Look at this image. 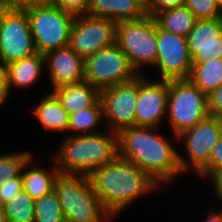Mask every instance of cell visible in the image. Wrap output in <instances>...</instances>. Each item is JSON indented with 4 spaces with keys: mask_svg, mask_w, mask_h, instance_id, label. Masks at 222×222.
Listing matches in <instances>:
<instances>
[{
    "mask_svg": "<svg viewBox=\"0 0 222 222\" xmlns=\"http://www.w3.org/2000/svg\"><path fill=\"white\" fill-rule=\"evenodd\" d=\"M89 179L102 206L112 217L125 211L137 199L161 187L133 161L119 154L113 162L94 169Z\"/></svg>",
    "mask_w": 222,
    "mask_h": 222,
    "instance_id": "cell-1",
    "label": "cell"
},
{
    "mask_svg": "<svg viewBox=\"0 0 222 222\" xmlns=\"http://www.w3.org/2000/svg\"><path fill=\"white\" fill-rule=\"evenodd\" d=\"M158 129L136 126L122 129L118 133V154L133 161L161 186L165 182L171 184L183 172L178 151L157 133Z\"/></svg>",
    "mask_w": 222,
    "mask_h": 222,
    "instance_id": "cell-2",
    "label": "cell"
},
{
    "mask_svg": "<svg viewBox=\"0 0 222 222\" xmlns=\"http://www.w3.org/2000/svg\"><path fill=\"white\" fill-rule=\"evenodd\" d=\"M66 135L53 157L60 174L89 175L97 167L113 162L118 155V133L111 130Z\"/></svg>",
    "mask_w": 222,
    "mask_h": 222,
    "instance_id": "cell-3",
    "label": "cell"
},
{
    "mask_svg": "<svg viewBox=\"0 0 222 222\" xmlns=\"http://www.w3.org/2000/svg\"><path fill=\"white\" fill-rule=\"evenodd\" d=\"M54 191L60 201L66 222H110L112 216L104 209L89 175L60 174Z\"/></svg>",
    "mask_w": 222,
    "mask_h": 222,
    "instance_id": "cell-4",
    "label": "cell"
},
{
    "mask_svg": "<svg viewBox=\"0 0 222 222\" xmlns=\"http://www.w3.org/2000/svg\"><path fill=\"white\" fill-rule=\"evenodd\" d=\"M174 137L210 116L208 95L189 79L169 80L167 115Z\"/></svg>",
    "mask_w": 222,
    "mask_h": 222,
    "instance_id": "cell-5",
    "label": "cell"
},
{
    "mask_svg": "<svg viewBox=\"0 0 222 222\" xmlns=\"http://www.w3.org/2000/svg\"><path fill=\"white\" fill-rule=\"evenodd\" d=\"M116 44L140 75L142 67L153 66L157 57V22L146 16L140 20L117 23Z\"/></svg>",
    "mask_w": 222,
    "mask_h": 222,
    "instance_id": "cell-6",
    "label": "cell"
},
{
    "mask_svg": "<svg viewBox=\"0 0 222 222\" xmlns=\"http://www.w3.org/2000/svg\"><path fill=\"white\" fill-rule=\"evenodd\" d=\"M25 10L38 53L44 55L68 46L74 16L50 4L31 6Z\"/></svg>",
    "mask_w": 222,
    "mask_h": 222,
    "instance_id": "cell-7",
    "label": "cell"
},
{
    "mask_svg": "<svg viewBox=\"0 0 222 222\" xmlns=\"http://www.w3.org/2000/svg\"><path fill=\"white\" fill-rule=\"evenodd\" d=\"M37 53L25 9L4 5L0 9V65Z\"/></svg>",
    "mask_w": 222,
    "mask_h": 222,
    "instance_id": "cell-8",
    "label": "cell"
},
{
    "mask_svg": "<svg viewBox=\"0 0 222 222\" xmlns=\"http://www.w3.org/2000/svg\"><path fill=\"white\" fill-rule=\"evenodd\" d=\"M85 81L99 90L133 80L138 73L115 43L84 60Z\"/></svg>",
    "mask_w": 222,
    "mask_h": 222,
    "instance_id": "cell-9",
    "label": "cell"
},
{
    "mask_svg": "<svg viewBox=\"0 0 222 222\" xmlns=\"http://www.w3.org/2000/svg\"><path fill=\"white\" fill-rule=\"evenodd\" d=\"M222 134V117L209 116L197 123L193 128L178 135V142H184L187 152L186 160L179 153L182 172L191 170L198 173L209 161L211 150Z\"/></svg>",
    "mask_w": 222,
    "mask_h": 222,
    "instance_id": "cell-10",
    "label": "cell"
},
{
    "mask_svg": "<svg viewBox=\"0 0 222 222\" xmlns=\"http://www.w3.org/2000/svg\"><path fill=\"white\" fill-rule=\"evenodd\" d=\"M117 23L90 15L75 17L68 46L84 60L116 43Z\"/></svg>",
    "mask_w": 222,
    "mask_h": 222,
    "instance_id": "cell-11",
    "label": "cell"
},
{
    "mask_svg": "<svg viewBox=\"0 0 222 222\" xmlns=\"http://www.w3.org/2000/svg\"><path fill=\"white\" fill-rule=\"evenodd\" d=\"M103 114L109 129L119 133L135 126V109L138 101V76L133 80L100 90Z\"/></svg>",
    "mask_w": 222,
    "mask_h": 222,
    "instance_id": "cell-12",
    "label": "cell"
},
{
    "mask_svg": "<svg viewBox=\"0 0 222 222\" xmlns=\"http://www.w3.org/2000/svg\"><path fill=\"white\" fill-rule=\"evenodd\" d=\"M192 65L186 37L167 32L157 24V57L153 67L158 68L159 79H188Z\"/></svg>",
    "mask_w": 222,
    "mask_h": 222,
    "instance_id": "cell-13",
    "label": "cell"
},
{
    "mask_svg": "<svg viewBox=\"0 0 222 222\" xmlns=\"http://www.w3.org/2000/svg\"><path fill=\"white\" fill-rule=\"evenodd\" d=\"M168 95L169 80L154 81L138 75L135 126L159 128L167 115Z\"/></svg>",
    "mask_w": 222,
    "mask_h": 222,
    "instance_id": "cell-14",
    "label": "cell"
},
{
    "mask_svg": "<svg viewBox=\"0 0 222 222\" xmlns=\"http://www.w3.org/2000/svg\"><path fill=\"white\" fill-rule=\"evenodd\" d=\"M186 39L193 62L222 59V18L197 19Z\"/></svg>",
    "mask_w": 222,
    "mask_h": 222,
    "instance_id": "cell-15",
    "label": "cell"
},
{
    "mask_svg": "<svg viewBox=\"0 0 222 222\" xmlns=\"http://www.w3.org/2000/svg\"><path fill=\"white\" fill-rule=\"evenodd\" d=\"M44 59L51 89L85 81L84 59L69 46L45 53Z\"/></svg>",
    "mask_w": 222,
    "mask_h": 222,
    "instance_id": "cell-16",
    "label": "cell"
},
{
    "mask_svg": "<svg viewBox=\"0 0 222 222\" xmlns=\"http://www.w3.org/2000/svg\"><path fill=\"white\" fill-rule=\"evenodd\" d=\"M88 15L119 23L140 20L147 13L143 0H90Z\"/></svg>",
    "mask_w": 222,
    "mask_h": 222,
    "instance_id": "cell-17",
    "label": "cell"
},
{
    "mask_svg": "<svg viewBox=\"0 0 222 222\" xmlns=\"http://www.w3.org/2000/svg\"><path fill=\"white\" fill-rule=\"evenodd\" d=\"M52 93L69 115L92 107L100 99V90L87 81L54 88Z\"/></svg>",
    "mask_w": 222,
    "mask_h": 222,
    "instance_id": "cell-18",
    "label": "cell"
},
{
    "mask_svg": "<svg viewBox=\"0 0 222 222\" xmlns=\"http://www.w3.org/2000/svg\"><path fill=\"white\" fill-rule=\"evenodd\" d=\"M45 66L44 55L35 53L29 57L5 65L9 91L12 86L26 89L33 86L41 77Z\"/></svg>",
    "mask_w": 222,
    "mask_h": 222,
    "instance_id": "cell-19",
    "label": "cell"
},
{
    "mask_svg": "<svg viewBox=\"0 0 222 222\" xmlns=\"http://www.w3.org/2000/svg\"><path fill=\"white\" fill-rule=\"evenodd\" d=\"M32 160H34L33 156L27 160L21 171L23 190L33 199H38L54 191V185L60 172L56 163L50 170L37 166L31 167V164L34 163Z\"/></svg>",
    "mask_w": 222,
    "mask_h": 222,
    "instance_id": "cell-20",
    "label": "cell"
},
{
    "mask_svg": "<svg viewBox=\"0 0 222 222\" xmlns=\"http://www.w3.org/2000/svg\"><path fill=\"white\" fill-rule=\"evenodd\" d=\"M33 107V115L46 132H65L68 129L69 113L61 106L56 96L50 92L45 94Z\"/></svg>",
    "mask_w": 222,
    "mask_h": 222,
    "instance_id": "cell-21",
    "label": "cell"
},
{
    "mask_svg": "<svg viewBox=\"0 0 222 222\" xmlns=\"http://www.w3.org/2000/svg\"><path fill=\"white\" fill-rule=\"evenodd\" d=\"M153 17L161 29L181 37H187L197 21L195 15L185 5L165 9Z\"/></svg>",
    "mask_w": 222,
    "mask_h": 222,
    "instance_id": "cell-22",
    "label": "cell"
},
{
    "mask_svg": "<svg viewBox=\"0 0 222 222\" xmlns=\"http://www.w3.org/2000/svg\"><path fill=\"white\" fill-rule=\"evenodd\" d=\"M188 79L203 93L209 95L222 85V59L193 62Z\"/></svg>",
    "mask_w": 222,
    "mask_h": 222,
    "instance_id": "cell-23",
    "label": "cell"
},
{
    "mask_svg": "<svg viewBox=\"0 0 222 222\" xmlns=\"http://www.w3.org/2000/svg\"><path fill=\"white\" fill-rule=\"evenodd\" d=\"M103 118V105L99 99L92 107L69 115L67 132L69 130L77 133H68V136L99 133L95 127L101 124Z\"/></svg>",
    "mask_w": 222,
    "mask_h": 222,
    "instance_id": "cell-24",
    "label": "cell"
},
{
    "mask_svg": "<svg viewBox=\"0 0 222 222\" xmlns=\"http://www.w3.org/2000/svg\"><path fill=\"white\" fill-rule=\"evenodd\" d=\"M35 199L24 190L3 204L7 222H34Z\"/></svg>",
    "mask_w": 222,
    "mask_h": 222,
    "instance_id": "cell-25",
    "label": "cell"
},
{
    "mask_svg": "<svg viewBox=\"0 0 222 222\" xmlns=\"http://www.w3.org/2000/svg\"><path fill=\"white\" fill-rule=\"evenodd\" d=\"M34 222H66L55 191L35 199Z\"/></svg>",
    "mask_w": 222,
    "mask_h": 222,
    "instance_id": "cell-26",
    "label": "cell"
},
{
    "mask_svg": "<svg viewBox=\"0 0 222 222\" xmlns=\"http://www.w3.org/2000/svg\"><path fill=\"white\" fill-rule=\"evenodd\" d=\"M32 157L29 151L12 152L11 154H0V177L8 181L21 174L22 168L27 160Z\"/></svg>",
    "mask_w": 222,
    "mask_h": 222,
    "instance_id": "cell-27",
    "label": "cell"
},
{
    "mask_svg": "<svg viewBox=\"0 0 222 222\" xmlns=\"http://www.w3.org/2000/svg\"><path fill=\"white\" fill-rule=\"evenodd\" d=\"M185 6L197 19L222 18L219 0H185Z\"/></svg>",
    "mask_w": 222,
    "mask_h": 222,
    "instance_id": "cell-28",
    "label": "cell"
},
{
    "mask_svg": "<svg viewBox=\"0 0 222 222\" xmlns=\"http://www.w3.org/2000/svg\"><path fill=\"white\" fill-rule=\"evenodd\" d=\"M222 170V134L219 137L217 143L214 145L211 150V156L208 163L196 174L200 178H208Z\"/></svg>",
    "mask_w": 222,
    "mask_h": 222,
    "instance_id": "cell-29",
    "label": "cell"
},
{
    "mask_svg": "<svg viewBox=\"0 0 222 222\" xmlns=\"http://www.w3.org/2000/svg\"><path fill=\"white\" fill-rule=\"evenodd\" d=\"M89 4L90 0H51L50 3L74 17L88 15Z\"/></svg>",
    "mask_w": 222,
    "mask_h": 222,
    "instance_id": "cell-30",
    "label": "cell"
},
{
    "mask_svg": "<svg viewBox=\"0 0 222 222\" xmlns=\"http://www.w3.org/2000/svg\"><path fill=\"white\" fill-rule=\"evenodd\" d=\"M23 190V180L21 174L17 177L3 181L0 186V205L8 202L12 197Z\"/></svg>",
    "mask_w": 222,
    "mask_h": 222,
    "instance_id": "cell-31",
    "label": "cell"
},
{
    "mask_svg": "<svg viewBox=\"0 0 222 222\" xmlns=\"http://www.w3.org/2000/svg\"><path fill=\"white\" fill-rule=\"evenodd\" d=\"M185 5V0H145V10L148 16H154L165 9Z\"/></svg>",
    "mask_w": 222,
    "mask_h": 222,
    "instance_id": "cell-32",
    "label": "cell"
},
{
    "mask_svg": "<svg viewBox=\"0 0 222 222\" xmlns=\"http://www.w3.org/2000/svg\"><path fill=\"white\" fill-rule=\"evenodd\" d=\"M210 116L222 117V85L208 95Z\"/></svg>",
    "mask_w": 222,
    "mask_h": 222,
    "instance_id": "cell-33",
    "label": "cell"
},
{
    "mask_svg": "<svg viewBox=\"0 0 222 222\" xmlns=\"http://www.w3.org/2000/svg\"><path fill=\"white\" fill-rule=\"evenodd\" d=\"M51 0H5V5L15 9H26L31 6L49 5Z\"/></svg>",
    "mask_w": 222,
    "mask_h": 222,
    "instance_id": "cell-34",
    "label": "cell"
},
{
    "mask_svg": "<svg viewBox=\"0 0 222 222\" xmlns=\"http://www.w3.org/2000/svg\"><path fill=\"white\" fill-rule=\"evenodd\" d=\"M8 88L7 75L4 66L0 65V107L4 104L8 97H10Z\"/></svg>",
    "mask_w": 222,
    "mask_h": 222,
    "instance_id": "cell-35",
    "label": "cell"
},
{
    "mask_svg": "<svg viewBox=\"0 0 222 222\" xmlns=\"http://www.w3.org/2000/svg\"><path fill=\"white\" fill-rule=\"evenodd\" d=\"M209 178L214 194L222 201V170L212 174Z\"/></svg>",
    "mask_w": 222,
    "mask_h": 222,
    "instance_id": "cell-36",
    "label": "cell"
},
{
    "mask_svg": "<svg viewBox=\"0 0 222 222\" xmlns=\"http://www.w3.org/2000/svg\"><path fill=\"white\" fill-rule=\"evenodd\" d=\"M208 216L203 222H222V211L215 213L214 211H209Z\"/></svg>",
    "mask_w": 222,
    "mask_h": 222,
    "instance_id": "cell-37",
    "label": "cell"
},
{
    "mask_svg": "<svg viewBox=\"0 0 222 222\" xmlns=\"http://www.w3.org/2000/svg\"><path fill=\"white\" fill-rule=\"evenodd\" d=\"M0 222H7L3 205H0Z\"/></svg>",
    "mask_w": 222,
    "mask_h": 222,
    "instance_id": "cell-38",
    "label": "cell"
},
{
    "mask_svg": "<svg viewBox=\"0 0 222 222\" xmlns=\"http://www.w3.org/2000/svg\"><path fill=\"white\" fill-rule=\"evenodd\" d=\"M5 5V0H0V9Z\"/></svg>",
    "mask_w": 222,
    "mask_h": 222,
    "instance_id": "cell-39",
    "label": "cell"
},
{
    "mask_svg": "<svg viewBox=\"0 0 222 222\" xmlns=\"http://www.w3.org/2000/svg\"><path fill=\"white\" fill-rule=\"evenodd\" d=\"M2 183H3V180H1V177H0V186L2 185Z\"/></svg>",
    "mask_w": 222,
    "mask_h": 222,
    "instance_id": "cell-40",
    "label": "cell"
},
{
    "mask_svg": "<svg viewBox=\"0 0 222 222\" xmlns=\"http://www.w3.org/2000/svg\"><path fill=\"white\" fill-rule=\"evenodd\" d=\"M219 3H220V5H221V8H222V0H219Z\"/></svg>",
    "mask_w": 222,
    "mask_h": 222,
    "instance_id": "cell-41",
    "label": "cell"
}]
</instances>
